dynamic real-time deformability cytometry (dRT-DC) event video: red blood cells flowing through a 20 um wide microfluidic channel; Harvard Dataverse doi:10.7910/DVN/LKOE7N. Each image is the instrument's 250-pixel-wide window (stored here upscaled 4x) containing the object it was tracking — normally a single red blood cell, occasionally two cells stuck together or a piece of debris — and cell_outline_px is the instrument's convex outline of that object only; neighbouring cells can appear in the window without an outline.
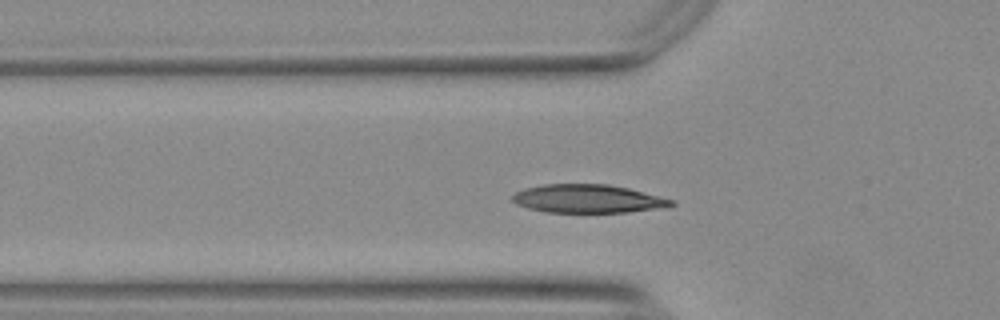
{"species": "Egyptian fruit bat (a non-hibernating species)", "species_latin": "Rousettus aegyptiacus", "temperature_condition": "warm", "stored_images_in_passage": 49, "camera_frame_rate_fps": 3000, "um_per_image_px": 0.085, "animal": {"sex": "female"}, "frame": {"image": 1, "passage_image": 12, "time_ms": 3.667, "image_size_px": [1000, 320], "cell_outline_px": [[676, 204], [628, 212], [544, 212], [528, 208], [516, 204], [512, 200], [512, 196], [516, 192], [524, 188], [544, 184], [608, 184], [628, 188], [672, 200]], "centroid_in_image_um": [49.86, 16.88], "position_along_channel_um": 75.9, "area_um2": 25.84}}
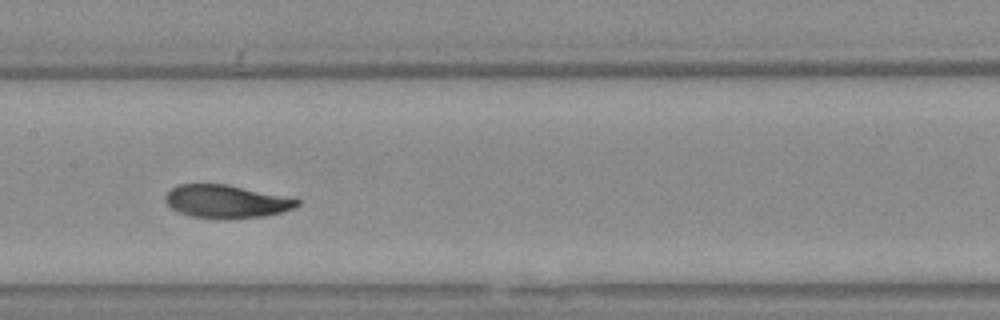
{"frame": {"image": 2, "passage_image": 21, "time_ms": 6.667, "image_size_px": [1000, 320], "cell_outline_px": [[300, 204], [292, 208], [280, 212], [264, 216], [188, 216], [176, 212], [164, 200], [164, 196], [172, 188], [180, 184], [228, 184], [296, 196], [300, 200]], "centroid_in_image_um": [19.3, 17.06], "position_along_channel_um": 188.1, "area_um2": 25.14}}
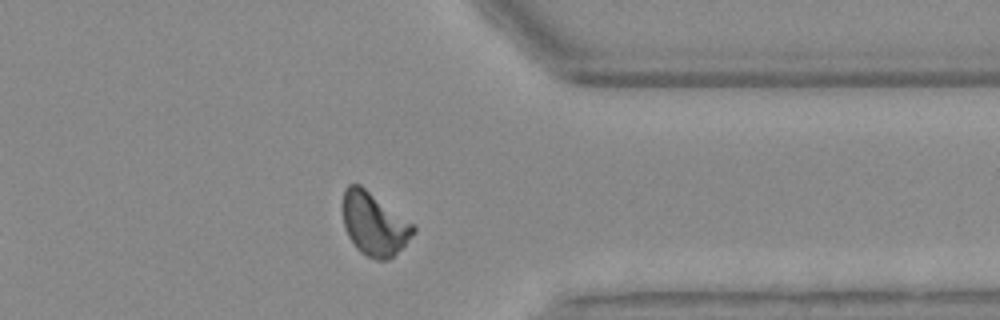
{"frame": {"image": 3, "passage_image": 37, "time_ms": 12.0, "image_size_px": [1000, 320], "cell_outline_px": [[416, 232], [388, 260], [376, 260], [360, 252], [356, 248], [348, 236], [344, 228], [344, 188], [348, 184], [360, 184], [412, 224], [416, 228]], "centroid_in_image_um": [31.78, 19.04], "position_along_channel_um": 379.6, "area_um2": 25.32}, "authors_computed_cell_mechanics": {"area_um2": 25.432, "velocity_mm_per_s": 3.7378, "shape_relaxation_time_tau1_ms": 4.8657, "shape_relaxation_time_tau2_ms": 2.8939, "deformation_change_tau1": 0.1695, "deformation_change_tau2": 0.0532}}